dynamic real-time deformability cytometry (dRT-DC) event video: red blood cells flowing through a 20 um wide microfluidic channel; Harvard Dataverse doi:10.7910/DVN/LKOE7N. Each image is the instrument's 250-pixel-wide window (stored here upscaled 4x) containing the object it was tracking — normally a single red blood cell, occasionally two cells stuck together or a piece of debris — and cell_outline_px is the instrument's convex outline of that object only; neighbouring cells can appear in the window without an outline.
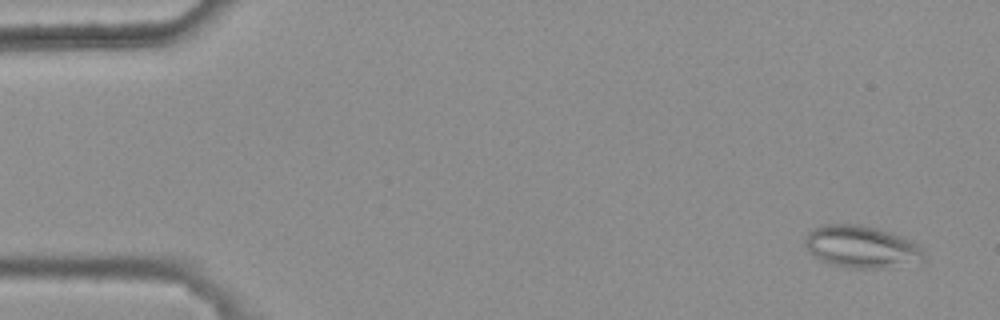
{"species": "common noctule bat (a hibernating species)", "species_latin": "Nyctalus noctula", "temperature_condition": "warm", "stored_images_in_passage": 9, "camera_frame_rate_fps": 3000, "um_per_image_px": 0.085, "animal": {"sex": "female", "body_mass_g": 25.1}, "frame": {"image": 1, "passage_image": 1, "time_ms": 0.0, "image_size_px": [1000, 320], "cell_outline_px": [[924, 260], [888, 268], [852, 268], [828, 264], [820, 260], [808, 252], [804, 244], [804, 240], [808, 232], [820, 224], [860, 224], [892, 232], [920, 244], [924, 248]], "centroid_in_image_um": [73.21, 20.97], "position_along_channel_um": 11.8, "area_um2": 29.71}}
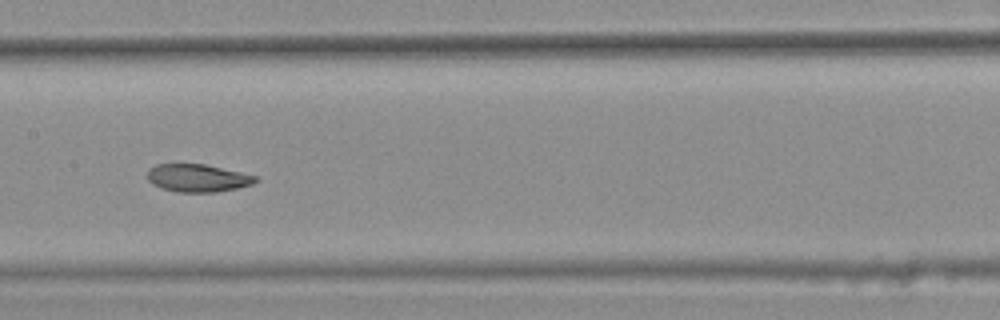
{"frame": {"image": 2, "passage_image": 7, "time_ms": 2.0, "image_size_px": [1000, 320], "cell_outline_px": [[260, 180], [252, 184], [236, 188], [216, 192], [176, 192], [160, 188], [152, 184], [148, 180], [148, 168], [156, 164], [204, 164], [240, 172], [256, 176]], "centroid_in_image_um": [16.77, 15.13], "position_along_channel_um": 190.6, "area_um2": 17.51}}
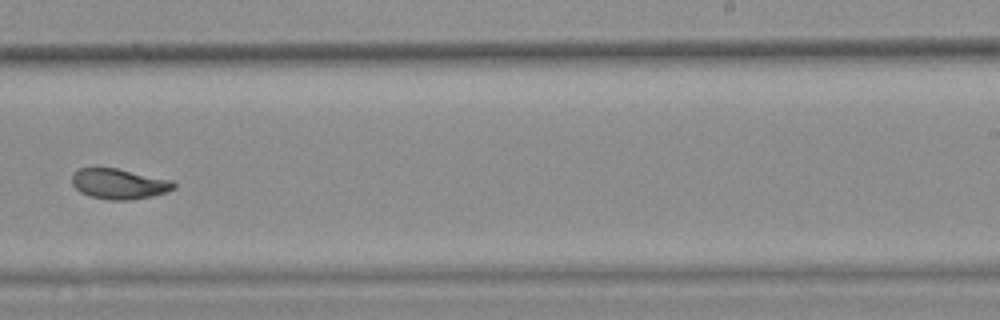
{"frame": {"image": 3, "passage_image": 9, "time_ms": 2.667, "image_size_px": [1000, 320], "cell_outline_px": [[176, 188], [152, 196], [128, 200], [108, 200], [88, 196], [80, 192], [72, 184], [72, 176], [80, 168], [116, 168], [172, 180], [176, 184]], "centroid_in_image_um": [10.12, 15.64], "position_along_channel_um": 278.9, "area_um2": 17.92}}